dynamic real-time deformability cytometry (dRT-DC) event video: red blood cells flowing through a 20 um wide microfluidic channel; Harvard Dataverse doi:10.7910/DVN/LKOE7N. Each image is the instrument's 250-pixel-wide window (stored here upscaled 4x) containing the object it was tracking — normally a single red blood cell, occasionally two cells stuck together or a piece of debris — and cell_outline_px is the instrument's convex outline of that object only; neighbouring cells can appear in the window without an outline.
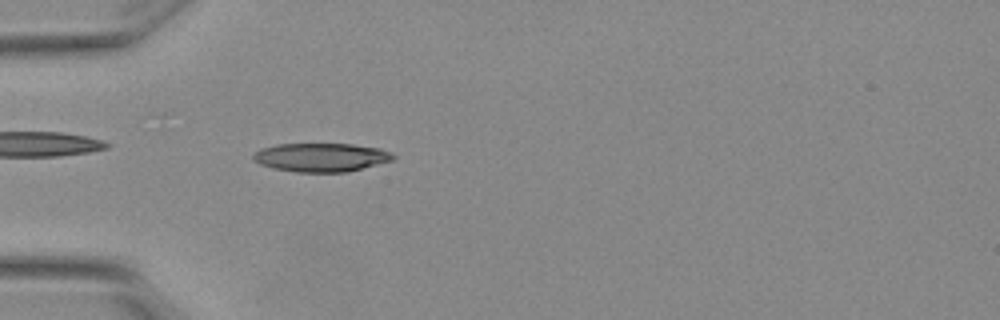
{"species": "Egyptian fruit bat (a non-hibernating species)", "species_latin": "Rousettus aegyptiacus", "temperature_condition": "warm", "stored_images_in_passage": 53, "camera_frame_rate_fps": 3000, "um_per_image_px": 0.085, "animal": {"sex": "female"}, "frame": {"image": 1, "passage_image": 16, "time_ms": 5.0, "image_size_px": [1000, 320], "cell_outline_px": [[396, 160], [348, 172], [296, 172], [276, 168], [260, 164], [252, 160], [252, 156], [260, 148], [276, 144], [352, 144], [380, 148], [396, 156]], "centroid_in_image_um": [27.32, 13.37], "position_along_channel_um": 57.7, "area_um2": 23.47}}
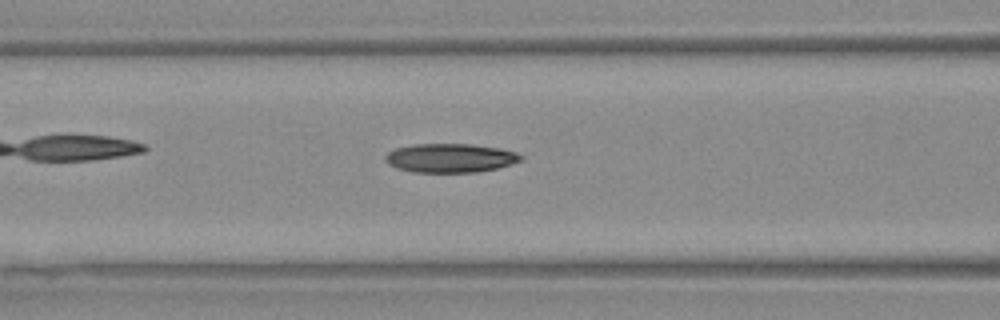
{"frame": {"image": 2, "passage_image": 22, "time_ms": 7.0, "image_size_px": [1000, 320], "cell_outline_px": [[524, 160], [496, 168], [476, 172], [416, 172], [400, 168], [388, 164], [384, 160], [384, 156], [388, 152], [396, 148], [412, 144], [472, 144], [500, 148], [516, 152], [524, 156]], "centroid_in_image_um": [38.29, 13.42], "position_along_channel_um": 128.3, "area_um2": 22.83}}
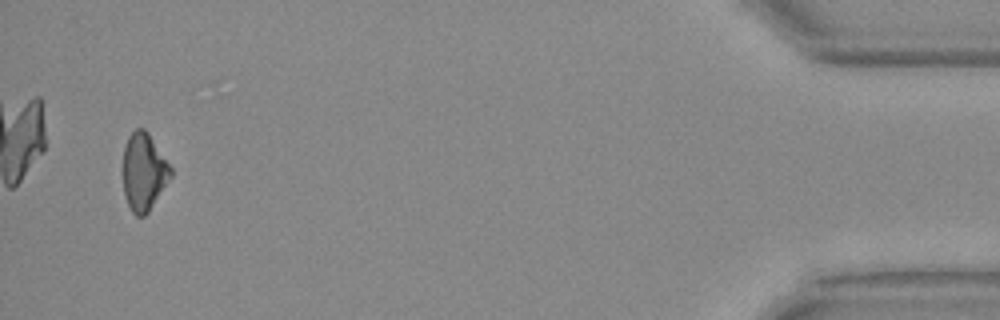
{"frame": {"image": 3, "passage_image": 51, "time_ms": 16.667, "image_size_px": [1000, 320], "cell_outline_px": [[172, 176], [148, 212], [144, 216], [136, 216], [132, 212], [124, 196], [120, 168], [124, 148], [128, 136], [136, 128], [144, 128], [148, 132], [172, 168]], "centroid_in_image_um": [12.17, 14.6], "position_along_channel_um": 423.0, "area_um2": 22.08}, "authors_computed_cell_mechanics": {"area_um2": 22.4264, "velocity_mm_per_s": 3.8546, "shape_relaxation_time_tau1_ms": 5.3915, "shape_relaxation_time_tau2_ms": null, "deformation_change_tau1": 0.1466, "deformation_change_tau2": null}}